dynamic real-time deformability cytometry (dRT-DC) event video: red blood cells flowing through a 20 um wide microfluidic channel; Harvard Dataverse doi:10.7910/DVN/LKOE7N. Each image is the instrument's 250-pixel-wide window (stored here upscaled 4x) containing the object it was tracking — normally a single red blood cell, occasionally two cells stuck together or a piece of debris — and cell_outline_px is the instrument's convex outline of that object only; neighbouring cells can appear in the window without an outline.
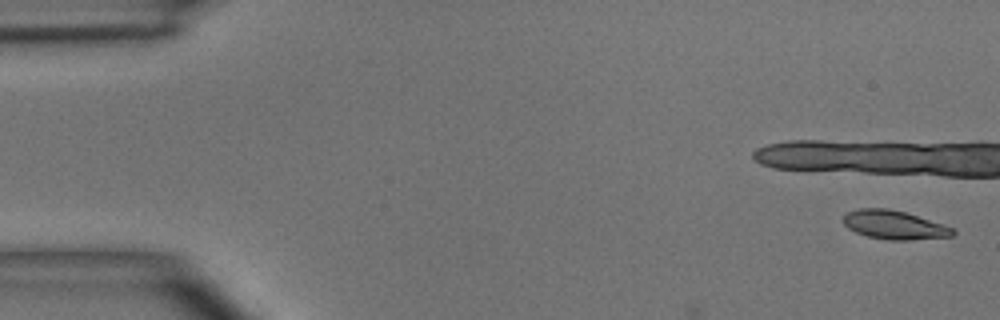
{"species": "common noctule bat (a hibernating species)", "species_latin": "Nyctalus noctula", "temperature_condition": "room temperature", "stored_images_in_passage": 3, "camera_frame_rate_fps": 3000, "um_per_image_px": 0.085, "animal": {"sex": "male", "body_mass_g": 15.6}, "frame": {"image": 1, "passage_image": 1, "time_ms": 0.0, "image_size_px": [1000, 320], "cell_outline_px": [[956, 232], [952, 236], [908, 240], [888, 240], [868, 236], [856, 232], [848, 228], [844, 224], [844, 216], [848, 212], [860, 208], [888, 208], [904, 212], [944, 224], [952, 228]], "centroid_in_image_um": [76.02, 19.12], "position_along_channel_um": 9.0, "area_um2": 18.15}}